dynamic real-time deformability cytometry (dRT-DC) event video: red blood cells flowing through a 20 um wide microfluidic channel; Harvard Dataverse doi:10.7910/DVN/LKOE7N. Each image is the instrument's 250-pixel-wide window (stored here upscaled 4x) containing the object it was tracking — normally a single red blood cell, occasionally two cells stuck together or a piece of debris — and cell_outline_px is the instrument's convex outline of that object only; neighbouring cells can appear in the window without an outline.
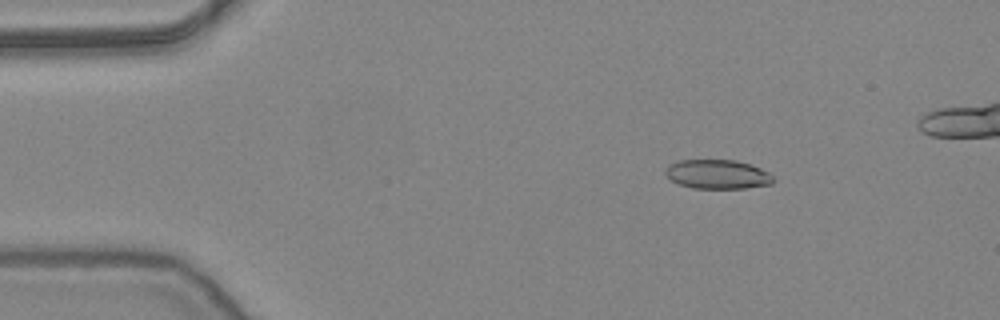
{"species": "common noctule bat (a hibernating species)", "species_latin": "Nyctalus noctula", "temperature_condition": "warm", "stored_images_in_passage": 49, "camera_frame_rate_fps": 3000, "um_per_image_px": 0.085, "animal": {"sex": "female", "body_mass_g": 24.6, "forearm_length_mm": 56.2}, "frame": {"image": 1, "passage_image": 8, "time_ms": 2.333, "image_size_px": [1000, 320], "cell_outline_px": [[776, 180], [772, 184], [744, 188], [692, 188], [680, 184], [672, 180], [664, 172], [664, 168], [668, 164], [680, 160], [736, 160], [760, 168], [768, 172]], "centroid_in_image_um": [60.98, 14.81], "position_along_channel_um": 24.0, "area_um2": 18.32}}
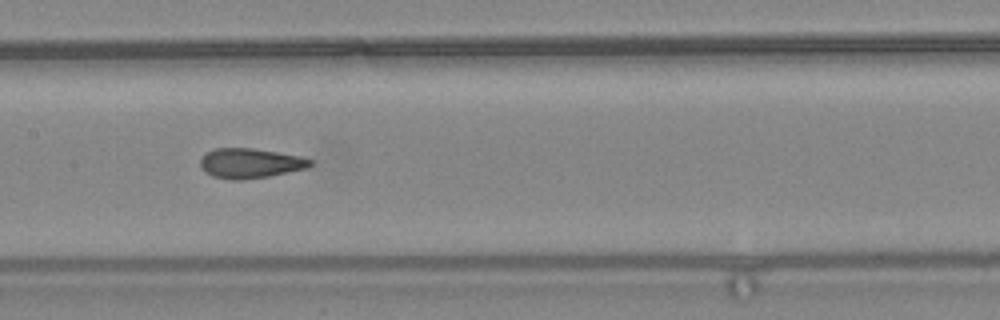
{"frame": {"image": 2, "passage_image": 26, "time_ms": 8.333, "image_size_px": [1000, 320], "cell_outline_px": [[312, 164], [308, 168], [268, 176], [244, 180], [232, 180], [212, 176], [204, 172], [200, 168], [200, 160], [208, 152], [216, 148], [252, 148], [300, 156], [312, 160]], "centroid_in_image_um": [21.25, 13.88], "position_along_channel_um": 186.2, "area_um2": 19.07}}
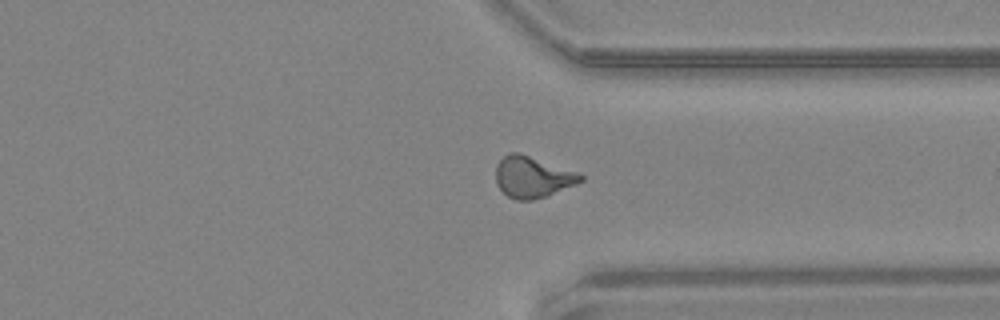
{"frame": {"image": 3, "passage_image": 40, "time_ms": 13.0, "image_size_px": [1000, 320], "cell_outline_px": [[584, 180], [576, 184], [544, 196], [532, 200], [516, 200], [508, 196], [496, 184], [496, 164], [508, 152], [520, 152], [576, 172], [584, 176]], "centroid_in_image_um": [45.23, 15.03], "position_along_channel_um": 366.2, "area_um2": 20.17}}